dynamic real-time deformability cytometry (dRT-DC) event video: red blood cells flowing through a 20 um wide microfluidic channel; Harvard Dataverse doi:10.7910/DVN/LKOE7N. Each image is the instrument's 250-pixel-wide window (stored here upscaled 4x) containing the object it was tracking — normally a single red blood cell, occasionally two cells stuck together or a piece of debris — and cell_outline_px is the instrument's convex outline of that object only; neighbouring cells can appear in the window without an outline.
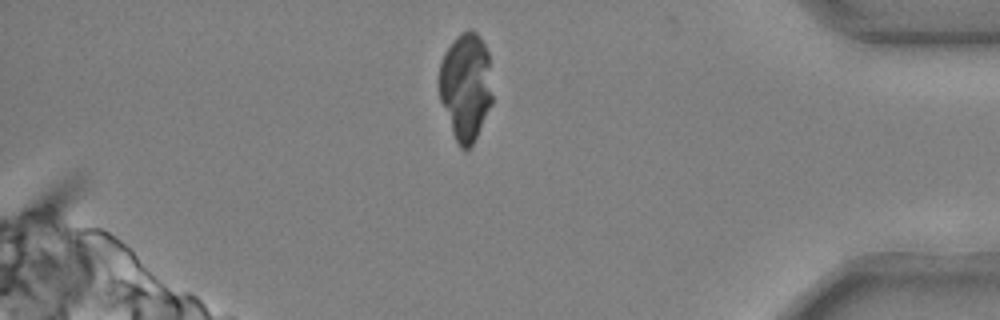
{"species": "common noctule bat (a hibernating species)", "species_latin": "Nyctalus noctula", "temperature_condition": "cold", "stored_images_in_passage": 47, "camera_frame_rate_fps": 3000, "um_per_image_px": 0.085, "animal": {"sex": "male", "body_mass_g": 20.4}, "frame": {"image": 1, "passage_image": 46, "time_ms": 15.0, "image_size_px": [1000, 320], "cell_outline_px": [[492, 104], [472, 144], [464, 152], [460, 148], [452, 132], [440, 100], [436, 80], [440, 60], [444, 52], [452, 40], [460, 32], [468, 28], [472, 28], [480, 36], [488, 52], [492, 96]], "centroid_in_image_um": [39.54, 7.3], "position_along_channel_um": 395.7, "area_um2": 34.1}}